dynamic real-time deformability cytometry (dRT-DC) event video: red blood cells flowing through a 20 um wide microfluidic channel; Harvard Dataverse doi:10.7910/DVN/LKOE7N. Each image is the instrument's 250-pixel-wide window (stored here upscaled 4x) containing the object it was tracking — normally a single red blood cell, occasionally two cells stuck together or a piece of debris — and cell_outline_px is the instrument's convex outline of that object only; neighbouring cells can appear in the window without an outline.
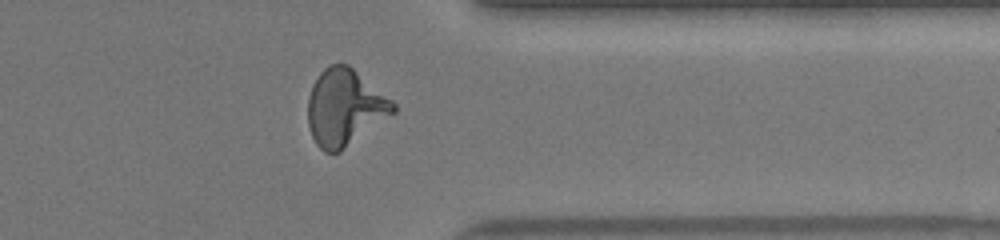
{"species": "human", "species_latin": "Homo sapiens", "temperature_condition": "warm", "stored_images_in_passage": 34, "camera_frame_rate_fps": 3000, "um_per_image_px": 0.085, "donor": {"sex": "female"}, "frame": {"image": 1, "passage_image": 25, "time_ms": 8.0, "image_size_px": [1000, 240], "cell_outline_px": [[396, 112], [340, 152], [324, 152], [316, 144], [312, 136], [308, 124], [308, 100], [312, 84], [320, 72], [328, 64], [348, 64], [392, 100], [396, 104]], "centroid_in_image_um": [29.3, 9.14], "position_along_channel_um": 382.1, "area_um2": 37.97}}
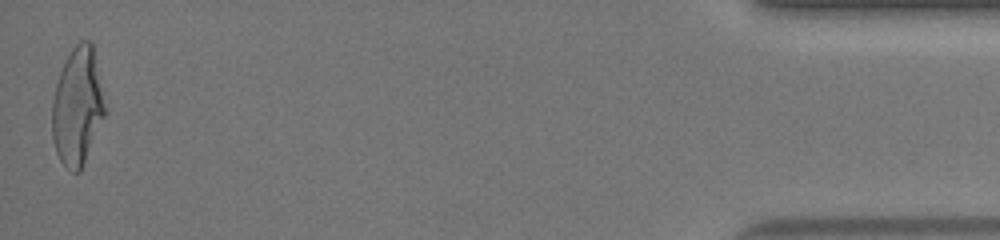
{"frame": {"image": 2, "passage_image": 34, "time_ms": 11.0, "image_size_px": [1000, 240], "cell_outline_px": [[108, 112], [80, 172], [72, 172], [60, 160], [56, 152], [52, 136], [52, 100], [56, 84], [64, 60], [72, 48], [80, 40], [88, 40], [92, 44], [108, 108]], "centroid_in_image_um": [6.62, 9.05], "position_along_channel_um": 428.6, "area_um2": 36.93}, "authors_computed_cell_mechanics": {"area_um2": 35.6337, "velocity_mm_per_s": 4.0611, "shape_relaxation_time_tau1_ms": 4.2199, "shape_relaxation_time_tau2_ms": 0.8148, "deformation_change_tau1": 0.2227, "deformation_change_tau2": 0.0915}}